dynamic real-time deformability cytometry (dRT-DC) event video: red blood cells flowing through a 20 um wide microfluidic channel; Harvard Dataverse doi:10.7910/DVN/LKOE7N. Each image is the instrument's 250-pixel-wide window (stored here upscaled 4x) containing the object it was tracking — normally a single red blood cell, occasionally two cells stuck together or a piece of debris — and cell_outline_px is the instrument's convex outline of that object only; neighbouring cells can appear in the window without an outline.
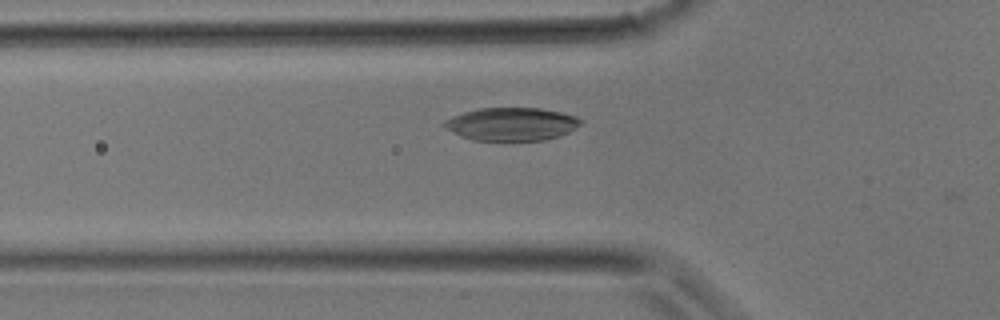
{"species": "common noctule bat (a hibernating species)", "species_latin": "Nyctalus noctula", "temperature_condition": "room temperature", "stored_images_in_passage": 27, "camera_frame_rate_fps": 3000, "um_per_image_px": 0.085, "animal": {"sex": "male", "body_mass_g": 17.9}, "frame": {"image": 1, "passage_image": 4, "time_ms": 1.0, "image_size_px": [1000, 320], "cell_outline_px": [[584, 120], [576, 128], [560, 136], [544, 140], [472, 140], [460, 136], [444, 128], [440, 124], [444, 120], [452, 116], [464, 112], [480, 108], [540, 108], [560, 112], [576, 116]], "centroid_in_image_um": [43.46, 10.54], "position_along_channel_um": 82.3, "area_um2": 26.41}}
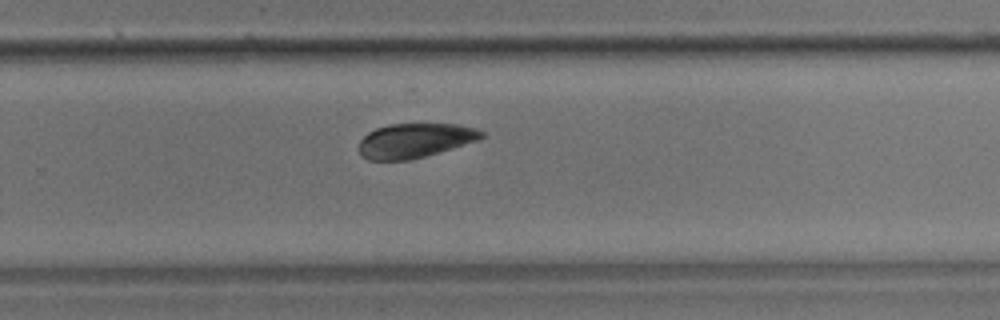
{"frame": {"image": 2, "passage_image": 15, "time_ms": 4.667, "image_size_px": [1000, 320], "cell_outline_px": [[484, 136], [480, 140], [424, 156], [408, 160], [368, 160], [360, 156], [356, 148], [360, 140], [368, 132], [376, 128], [388, 124], [456, 124], [476, 128], [484, 132]], "centroid_in_image_um": [35.22, 11.94], "position_along_channel_um": 294.6, "area_um2": 24.8}}
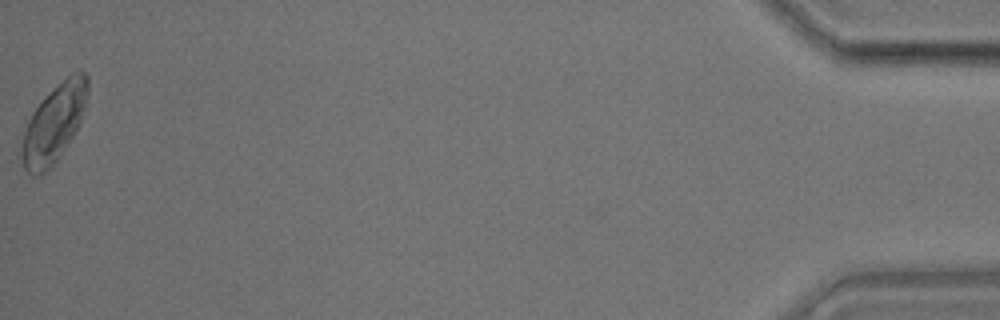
{"frame": {"image": 3, "passage_image": 27, "time_ms": 8.667, "image_size_px": [1000, 320], "cell_outline_px": [[88, 92], [80, 124], [56, 160], [40, 176], [32, 176], [24, 168], [20, 156], [20, 148], [24, 132], [28, 120], [32, 112], [68, 76], [80, 68], [88, 76]], "centroid_in_image_um": [4.58, 10.52], "position_along_channel_um": 430.6, "area_um2": 29.19}}